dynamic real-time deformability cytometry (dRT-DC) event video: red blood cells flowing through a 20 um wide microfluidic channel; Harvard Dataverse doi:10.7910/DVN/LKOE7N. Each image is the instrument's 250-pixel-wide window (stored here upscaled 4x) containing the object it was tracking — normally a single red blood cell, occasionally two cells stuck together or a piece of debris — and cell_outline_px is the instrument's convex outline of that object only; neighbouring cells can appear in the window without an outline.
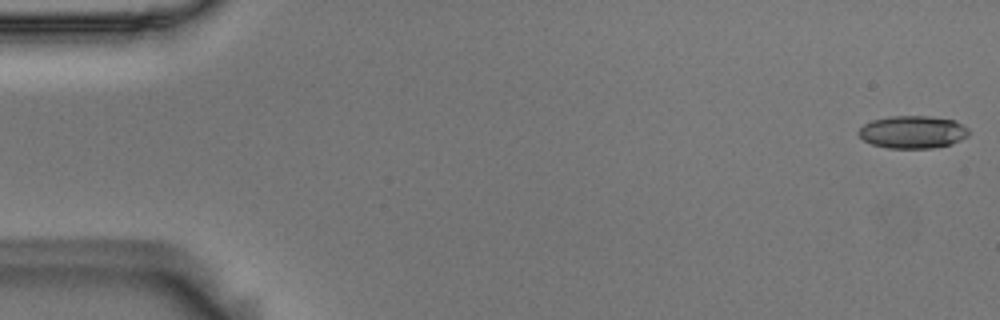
{"species": "Egyptian fruit bat (a non-hibernating species)", "species_latin": "Rousettus aegyptiacus", "temperature_condition": "room temperature", "stored_images_in_passage": 54, "camera_frame_rate_fps": 3000, "um_per_image_px": 0.085, "animal": {"sex": "male"}, "frame": {"image": 1, "passage_image": 1, "time_ms": 0.0, "image_size_px": [1000, 320], "cell_outline_px": [[968, 136], [952, 144], [932, 148], [888, 148], [872, 144], [864, 140], [856, 132], [864, 124], [872, 120], [892, 116], [928, 116], [956, 120], [968, 128]], "centroid_in_image_um": [77.59, 11.22], "position_along_channel_um": 7.4, "area_um2": 20.98}}
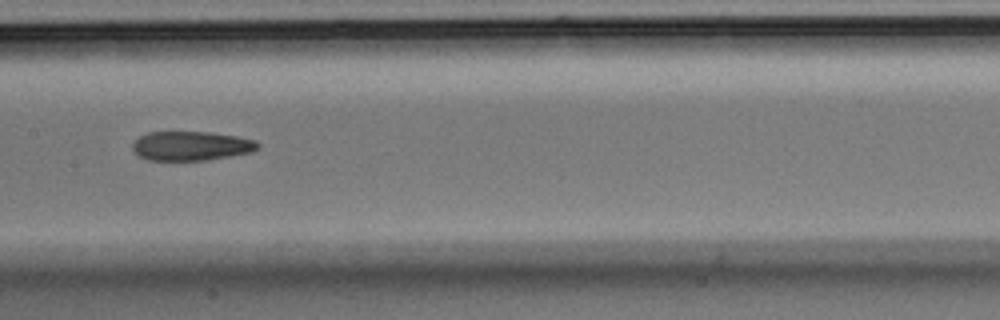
{"frame": {"image": 2, "passage_image": 27, "time_ms": 8.667, "image_size_px": [1000, 320], "cell_outline_px": [[260, 148], [252, 152], [204, 160], [148, 160], [140, 156], [132, 148], [132, 144], [140, 136], [148, 132], [208, 132], [236, 136], [256, 140], [260, 144]], "centroid_in_image_um": [16.27, 12.4], "position_along_channel_um": 191.1, "area_um2": 21.21}}
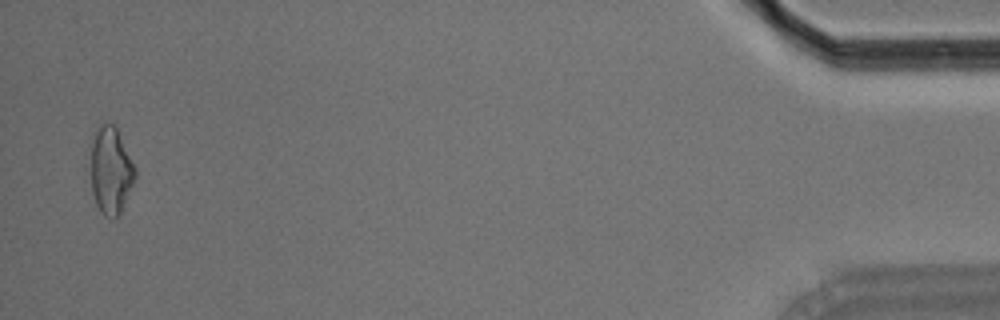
{"frame": {"image": 3, "passage_image": 53, "time_ms": 17.333, "image_size_px": [1000, 320], "cell_outline_px": [[136, 176], [120, 212], [116, 220], [112, 220], [104, 216], [100, 212], [96, 204], [92, 192], [92, 144], [96, 132], [100, 124], [112, 124], [116, 128], [136, 168]], "centroid_in_image_um": [9.43, 14.56], "position_along_channel_um": 425.8, "area_um2": 22.08}, "authors_computed_cell_mechanics": {"area_um2": 21.8195, "velocity_mm_per_s": 3.709, "shape_relaxation_time_tau1_ms": null, "shape_relaxation_time_tau2_ms": 3.1793, "deformation_change_tau1": null, "deformation_change_tau2": 0.1139}}